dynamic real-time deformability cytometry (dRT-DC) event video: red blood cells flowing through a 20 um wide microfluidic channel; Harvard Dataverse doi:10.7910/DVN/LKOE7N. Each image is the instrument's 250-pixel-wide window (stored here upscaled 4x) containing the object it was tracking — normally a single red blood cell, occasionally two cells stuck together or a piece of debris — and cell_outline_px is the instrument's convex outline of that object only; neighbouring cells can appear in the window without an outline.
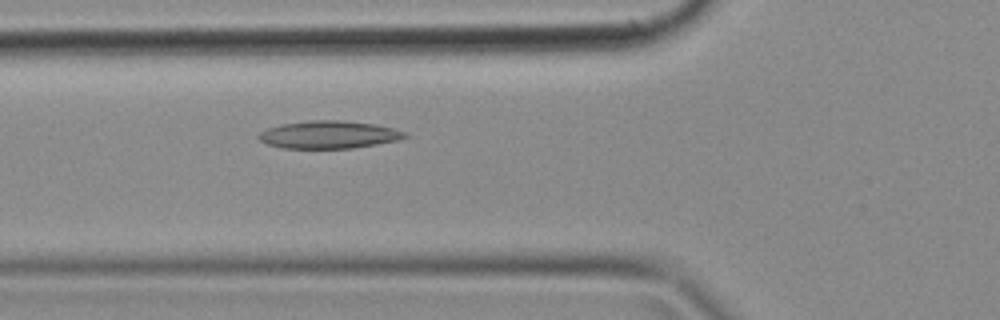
{"species": "common noctule bat (a hibernating species)", "species_latin": "Nyctalus noctula", "temperature_condition": "cold", "stored_images_in_passage": 50, "camera_frame_rate_fps": 3000, "um_per_image_px": 0.085, "animal": {"sex": "female", "body_mass_g": 18.4}, "frame": {"image": 1, "passage_image": 18, "time_ms": 5.667, "image_size_px": [1000, 320], "cell_outline_px": [[408, 136], [400, 140], [352, 148], [284, 148], [268, 144], [260, 140], [256, 136], [260, 132], [268, 128], [280, 124], [308, 120], [340, 120], [376, 124], [396, 128], [408, 132]], "centroid_in_image_um": [27.99, 11.43], "position_along_channel_um": 97.8, "area_um2": 23.76}}
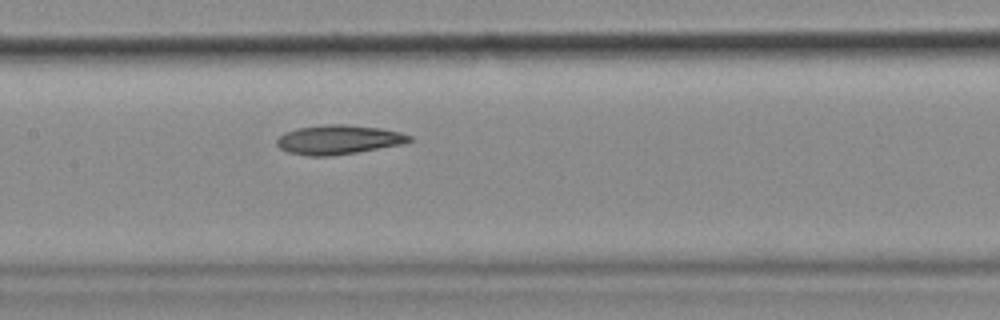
{"frame": {"image": 2, "passage_image": 24, "time_ms": 7.667, "image_size_px": [1000, 320], "cell_outline_px": [[412, 140], [400, 144], [356, 152], [332, 156], [308, 156], [288, 152], [280, 148], [276, 144], [276, 140], [284, 132], [296, 128], [324, 124], [344, 124], [380, 128], [400, 132], [412, 136]], "centroid_in_image_um": [28.72, 11.86], "position_along_channel_um": 178.7, "area_um2": 22.54}}
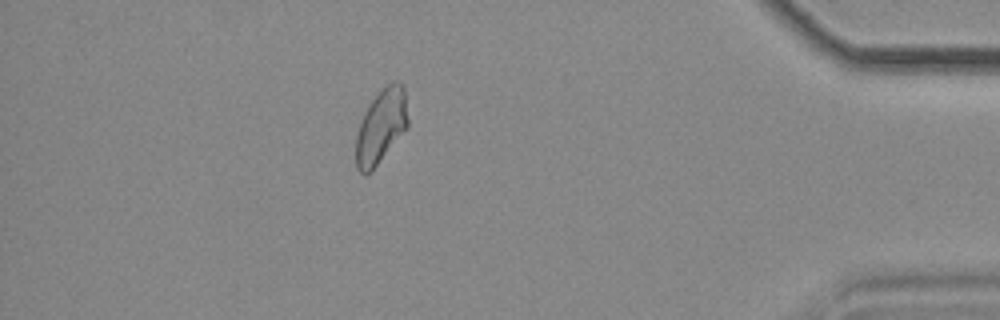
{"frame": {"image": 3, "passage_image": 44, "time_ms": 14.333, "image_size_px": [1000, 320], "cell_outline_px": [[408, 128], [372, 172], [364, 176], [356, 168], [356, 136], [364, 112], [368, 104], [392, 80], [396, 80], [404, 84], [408, 120]], "centroid_in_image_um": [32.41, 10.77], "position_along_channel_um": 402.8, "area_um2": 22.77}}